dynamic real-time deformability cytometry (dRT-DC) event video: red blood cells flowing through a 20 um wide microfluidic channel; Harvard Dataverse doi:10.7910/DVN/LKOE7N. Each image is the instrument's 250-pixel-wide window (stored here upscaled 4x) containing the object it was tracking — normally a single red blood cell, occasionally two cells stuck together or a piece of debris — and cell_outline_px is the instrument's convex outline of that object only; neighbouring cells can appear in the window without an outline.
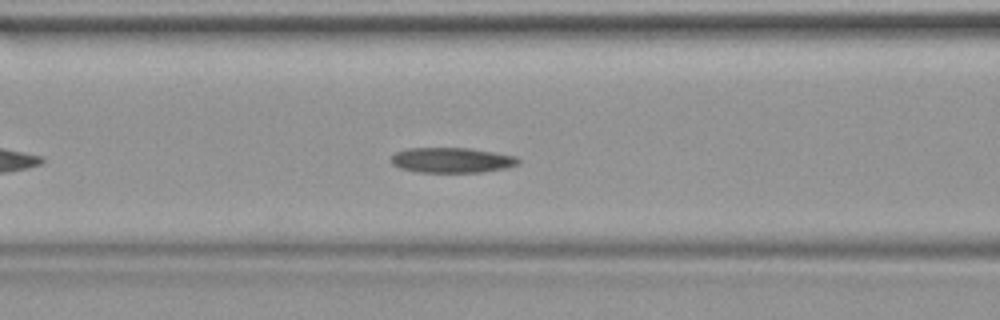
{"species": "common noctule bat (a hibernating species)", "species_latin": "Nyctalus noctula", "temperature_condition": "warm", "stored_images_in_passage": 29, "camera_frame_rate_fps": 3000, "um_per_image_px": 0.085, "animal": {"sex": "female", "body_mass_g": 19.9}, "frame": {"image": 1, "passage_image": 5, "time_ms": 1.333, "image_size_px": [1000, 320], "cell_outline_px": [[520, 164], [504, 168], [480, 172], [416, 172], [400, 168], [392, 164], [392, 156], [396, 152], [408, 148], [468, 148], [516, 156], [520, 160]], "centroid_in_image_um": [38.4, 13.61], "position_along_channel_um": 128.2, "area_um2": 18.55}}